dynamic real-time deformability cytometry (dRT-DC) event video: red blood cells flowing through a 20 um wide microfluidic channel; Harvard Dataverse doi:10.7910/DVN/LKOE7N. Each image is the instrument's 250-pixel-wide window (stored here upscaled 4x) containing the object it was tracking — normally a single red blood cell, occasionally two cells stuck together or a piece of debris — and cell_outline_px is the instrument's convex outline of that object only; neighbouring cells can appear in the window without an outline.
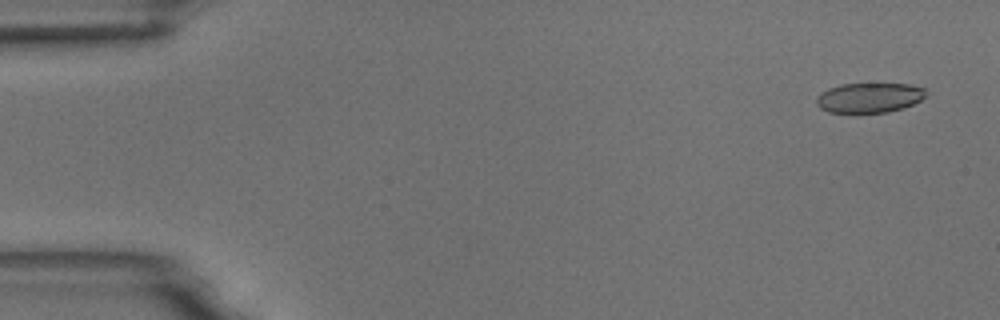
{"species": "common noctule bat (a hibernating species)", "species_latin": "Nyctalus noctula", "temperature_condition": "room temperature", "stored_images_in_passage": 7, "camera_frame_rate_fps": 3000, "um_per_image_px": 0.085, "animal": {"sex": "male", "body_mass_g": 18.8}, "frame": {"image": 1, "passage_image": 1, "time_ms": 0.0, "image_size_px": [1000, 320], "cell_outline_px": [[924, 96], [920, 100], [904, 108], [888, 112], [856, 116], [828, 112], [820, 108], [816, 104], [816, 100], [820, 92], [828, 88], [840, 84], [908, 84], [924, 88]], "centroid_in_image_um": [73.8, 8.36], "position_along_channel_um": 11.2, "area_um2": 19.77}}
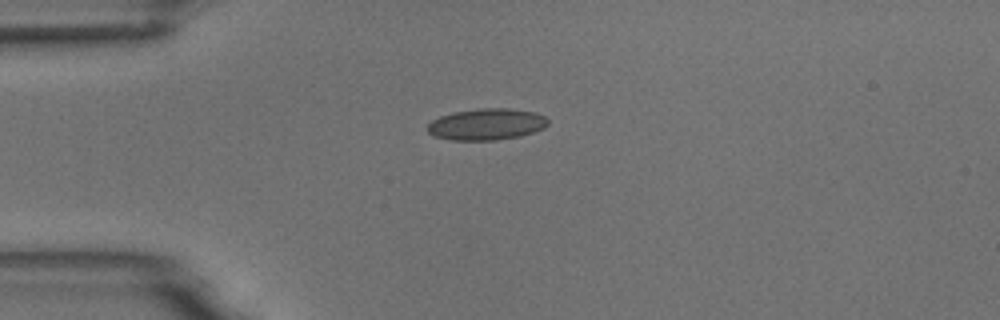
{"frame": {"image": 2, "passage_image": 4, "time_ms": 3.667, "image_size_px": [1000, 320], "cell_outline_px": [[548, 124], [544, 128], [520, 136], [496, 140], [452, 140], [432, 136], [428, 132], [428, 124], [432, 120], [440, 116], [452, 112], [480, 108], [508, 108], [536, 112], [544, 116], [548, 120]], "centroid_in_image_um": [41.35, 10.56], "position_along_channel_um": 43.7, "area_um2": 22.2}}